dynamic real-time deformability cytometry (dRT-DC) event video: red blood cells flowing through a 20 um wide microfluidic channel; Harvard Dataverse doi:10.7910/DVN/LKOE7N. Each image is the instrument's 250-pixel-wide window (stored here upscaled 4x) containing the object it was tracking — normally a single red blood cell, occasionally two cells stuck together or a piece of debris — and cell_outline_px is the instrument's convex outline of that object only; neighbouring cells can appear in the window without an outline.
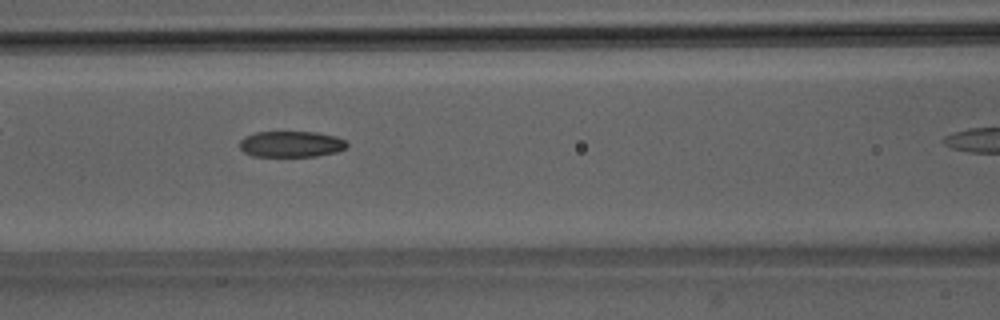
{"species": "Egyptian fruit bat (a non-hibernating species)", "species_latin": "Rousettus aegyptiacus", "temperature_condition": "room temperature", "stored_images_in_passage": 28, "camera_frame_rate_fps": 3000, "um_per_image_px": 0.085, "animal": {"sex": "male"}, "frame": {"image": 1, "passage_image": 9, "time_ms": 2.667, "image_size_px": [1000, 320], "cell_outline_px": [[348, 148], [336, 152], [316, 156], [252, 156], [244, 152], [240, 148], [240, 140], [244, 136], [256, 132], [316, 132], [336, 136], [344, 140], [348, 144]], "centroid_in_image_um": [24.75, 12.25], "position_along_channel_um": 141.8, "area_um2": 16.36}}